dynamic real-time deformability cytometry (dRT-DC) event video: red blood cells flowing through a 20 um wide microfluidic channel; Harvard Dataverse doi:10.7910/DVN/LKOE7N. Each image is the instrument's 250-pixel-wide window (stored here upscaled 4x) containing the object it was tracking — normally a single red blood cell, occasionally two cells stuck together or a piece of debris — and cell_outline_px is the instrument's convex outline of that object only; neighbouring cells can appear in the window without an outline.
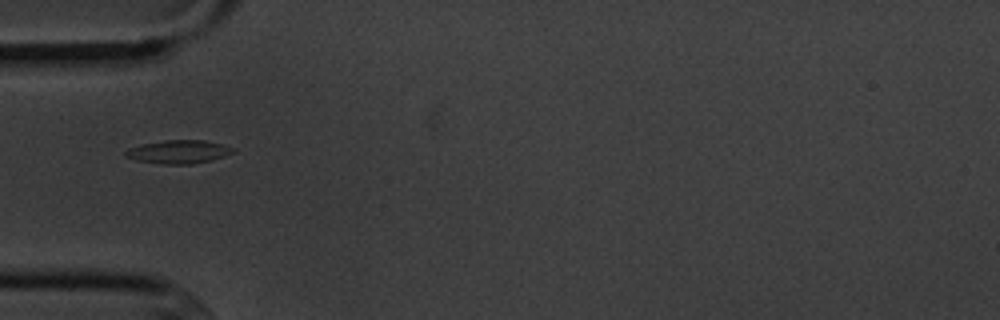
{"species": "common noctule bat (a hibernating species)", "species_latin": "Nyctalus noctula", "temperature_condition": "cold", "stored_images_in_passage": 2, "camera_frame_rate_fps": 3000, "um_per_image_px": 0.085, "animal": {"sex": "male", "body_mass_g": 20.1, "forearm_length_mm": 53.5}, "frame": {"image": 1, "passage_image": 1, "time_ms": 0.0, "image_size_px": [1000, 320], "cell_outline_px": [[236, 152], [212, 160], [192, 164], [164, 164], [136, 160], [124, 156], [124, 152], [128, 148], [140, 144], [164, 140], [204, 140], [236, 148]], "centroid_in_image_um": [15.18, 12.9], "position_along_channel_um": 69.8, "area_um2": 14.74}}
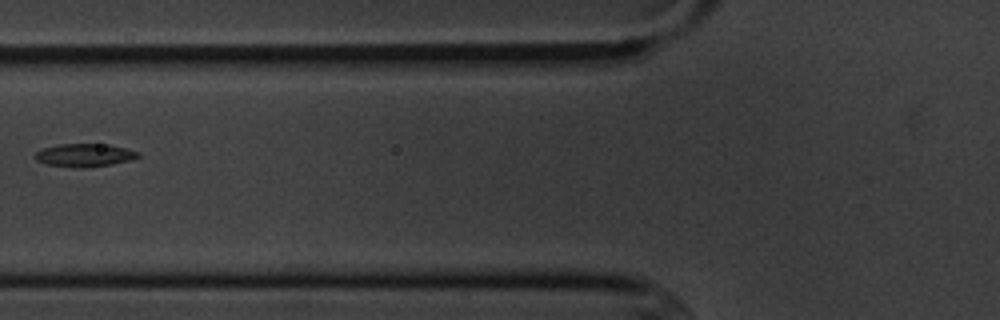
{"frame": {"image": 2, "passage_image": 2, "time_ms": 1.333, "image_size_px": [1000, 320], "cell_outline_px": [[140, 156], [132, 160], [112, 164], [84, 168], [76, 168], [48, 164], [36, 160], [36, 152], [40, 148], [60, 144], [108, 144], [140, 152]], "centroid_in_image_um": [7.2, 13.19], "position_along_channel_um": 118.6, "area_um2": 13.87}}